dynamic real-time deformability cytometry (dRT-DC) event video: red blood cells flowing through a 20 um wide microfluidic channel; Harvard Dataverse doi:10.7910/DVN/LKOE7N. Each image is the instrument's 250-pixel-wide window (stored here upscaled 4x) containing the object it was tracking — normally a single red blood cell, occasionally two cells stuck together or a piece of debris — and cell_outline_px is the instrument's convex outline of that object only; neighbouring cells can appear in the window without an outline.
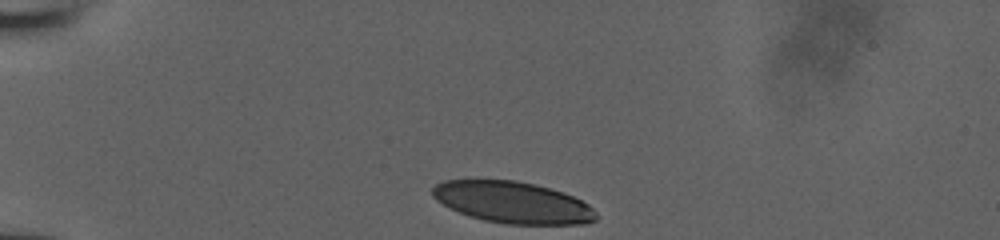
{"species": "human", "species_latin": "Homo sapiens", "temperature_condition": "room temperature", "stored_images_in_passage": 31, "camera_frame_rate_fps": 3000, "um_per_image_px": 0.085, "donor": {"sex": "male"}, "frame": {"image": 1, "passage_image": 1, "time_ms": 0.0, "image_size_px": [1000, 240], "cell_outline_px": [[596, 220], [584, 224], [504, 224], [484, 220], [468, 216], [436, 200], [432, 196], [432, 188], [436, 184], [444, 180], [516, 180], [564, 192], [588, 204], [596, 212]], "centroid_in_image_um": [43.58, 17.21], "position_along_channel_um": 41.4, "area_um2": 39.42}}
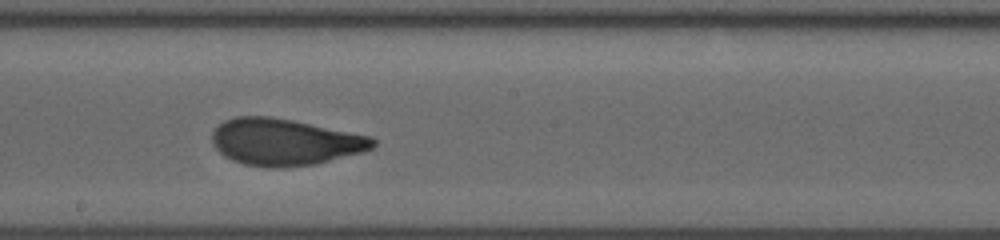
{"frame": {"image": 2, "passage_image": 18, "time_ms": 5.667, "image_size_px": [1000, 240], "cell_outline_px": [[376, 144], [372, 148], [364, 152], [316, 164], [284, 168], [268, 168], [244, 164], [232, 160], [224, 156], [212, 144], [212, 132], [224, 120], [236, 116], [268, 116], [292, 120], [368, 136], [376, 140]], "centroid_in_image_um": [24.18, 12.08], "position_along_channel_um": 224.0, "area_um2": 43.75}}
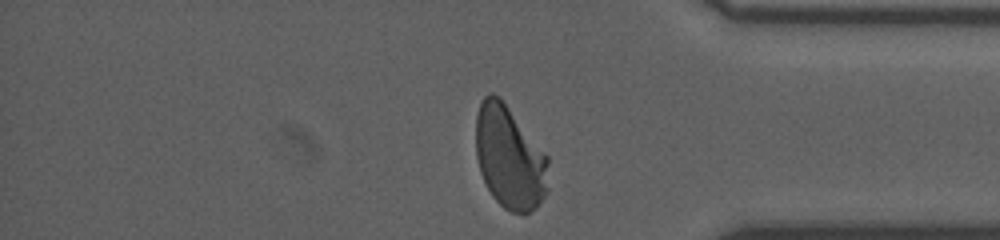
{"frame": {"image": 3, "passage_image": 31, "time_ms": 10.0, "image_size_px": [1000, 240], "cell_outline_px": [[548, 192], [536, 208], [524, 216], [512, 212], [504, 208], [492, 196], [480, 172], [476, 156], [476, 116], [480, 104], [484, 96], [492, 92], [500, 96], [548, 156]], "centroid_in_image_um": [43.33, 13.4], "position_along_channel_um": 391.9, "area_um2": 43.99}}